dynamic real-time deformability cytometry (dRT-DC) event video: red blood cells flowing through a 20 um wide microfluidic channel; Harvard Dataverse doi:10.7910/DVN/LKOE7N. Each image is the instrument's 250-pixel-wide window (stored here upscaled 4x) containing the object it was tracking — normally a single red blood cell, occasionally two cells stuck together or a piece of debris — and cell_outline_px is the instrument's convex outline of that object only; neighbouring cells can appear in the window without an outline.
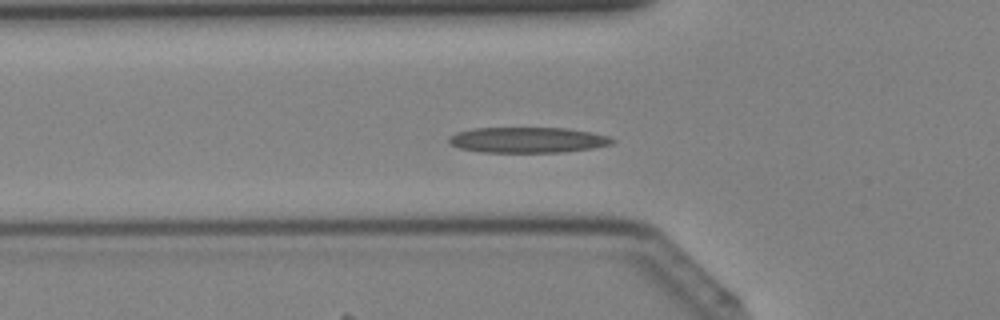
{"species": "Egyptian fruit bat (a non-hibernating species)", "species_latin": "Rousettus aegyptiacus", "temperature_condition": "cold", "stored_images_in_passage": 30, "camera_frame_rate_fps": 3000, "um_per_image_px": 0.085, "animal": {"sex": "female"}, "frame": {"image": 1, "passage_image": 3, "time_ms": 0.667, "image_size_px": [1000, 320], "cell_outline_px": [[616, 140], [612, 144], [592, 148], [564, 152], [480, 152], [460, 148], [448, 144], [448, 136], [456, 132], [476, 128], [568, 128], [592, 132], [608, 136]], "centroid_in_image_um": [44.84, 11.89], "position_along_channel_um": 81.0, "area_um2": 24.51}}
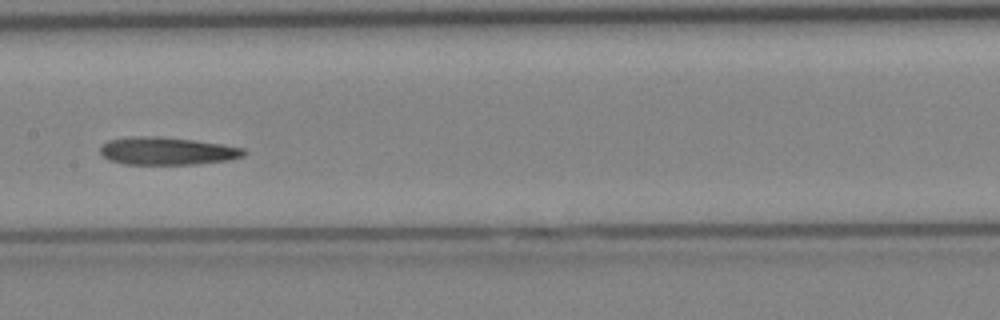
{"frame": {"image": 2, "passage_image": 10, "time_ms": 3.0, "image_size_px": [1000, 320], "cell_outline_px": [[248, 152], [244, 156], [232, 160], [196, 164], [124, 164], [108, 160], [100, 152], [100, 148], [108, 140], [128, 136], [160, 136], [224, 144], [244, 148]], "centroid_in_image_um": [14.24, 12.83], "position_along_channel_um": 193.2, "area_um2": 23.47}}
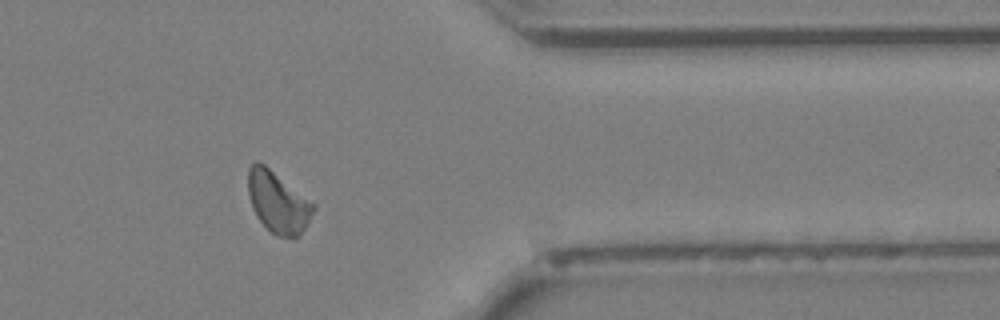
{"frame": {"image": 3, "passage_image": 23, "time_ms": 7.333, "image_size_px": [1000, 320], "cell_outline_px": [[316, 208], [300, 236], [276, 236], [256, 216], [252, 208], [248, 192], [248, 168], [256, 160], [264, 164], [316, 204]], "centroid_in_image_um": [23.63, 17.17], "position_along_channel_um": 387.8, "area_um2": 23.18}}